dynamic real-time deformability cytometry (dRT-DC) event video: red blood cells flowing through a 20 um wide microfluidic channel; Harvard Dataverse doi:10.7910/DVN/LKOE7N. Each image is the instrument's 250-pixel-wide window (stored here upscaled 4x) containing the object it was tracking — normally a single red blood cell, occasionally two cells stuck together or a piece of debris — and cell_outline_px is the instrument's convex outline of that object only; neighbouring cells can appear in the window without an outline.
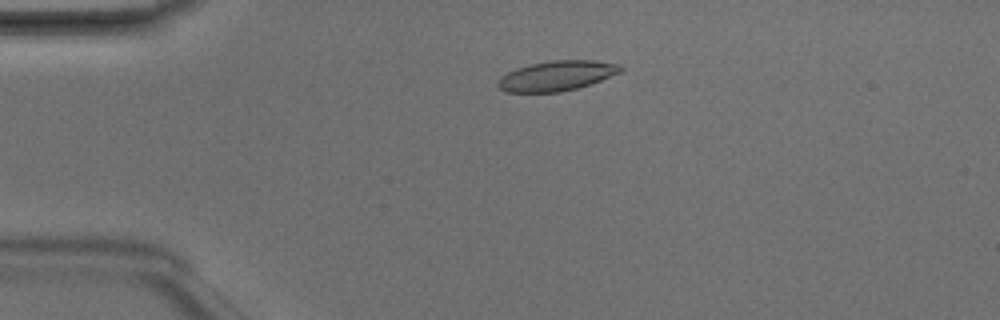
{"species": "Egyptian fruit bat (a non-hibernating species)", "species_latin": "Rousettus aegyptiacus", "temperature_condition": "room temperature", "stored_images_in_passage": 6, "camera_frame_rate_fps": 3000, "um_per_image_px": 0.085, "animal": {"sex": "male"}, "frame": {"image": 1, "passage_image": 4, "time_ms": 1.0, "image_size_px": [1000, 320], "cell_outline_px": [[624, 68], [620, 72], [600, 80], [576, 88], [560, 92], [504, 92], [496, 84], [500, 76], [516, 68], [548, 60], [592, 60], [620, 64]], "centroid_in_image_um": [47.29, 6.43], "position_along_channel_um": 37.7, "area_um2": 21.33}}